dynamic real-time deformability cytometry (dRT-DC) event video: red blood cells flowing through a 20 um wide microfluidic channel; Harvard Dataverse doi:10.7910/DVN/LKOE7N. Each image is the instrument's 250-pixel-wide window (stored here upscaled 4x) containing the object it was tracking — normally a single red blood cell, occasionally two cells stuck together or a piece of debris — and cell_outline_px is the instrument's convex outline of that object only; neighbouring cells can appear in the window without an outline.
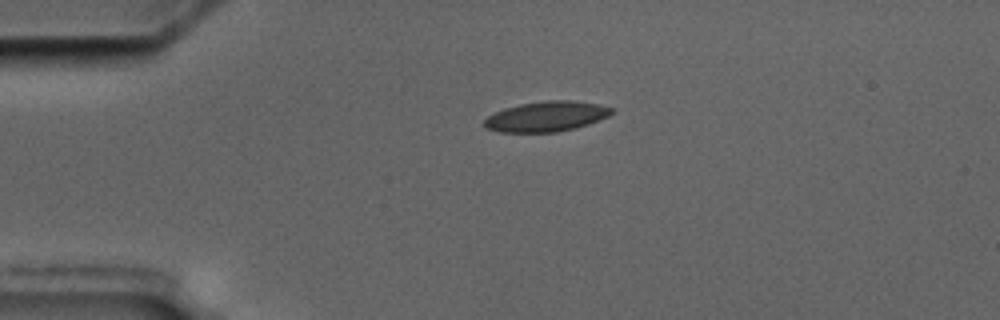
{"species": "common noctule bat (a hibernating species)", "species_latin": "Nyctalus noctula", "temperature_condition": "cold", "stored_images_in_passage": 5, "camera_frame_rate_fps": 3000, "um_per_image_px": 0.085, "animal": {"sex": "male", "body_mass_g": 17.5, "forearm_length_mm": 52.3}, "frame": {"image": 1, "passage_image": 1, "time_ms": 0.0, "image_size_px": [1000, 320], "cell_outline_px": [[616, 108], [608, 116], [588, 124], [576, 128], [556, 132], [500, 132], [484, 128], [484, 120], [488, 116], [504, 108], [520, 104], [544, 100], [572, 100], [600, 104]], "centroid_in_image_um": [46.45, 9.89], "position_along_channel_um": 38.5, "area_um2": 22.54}}
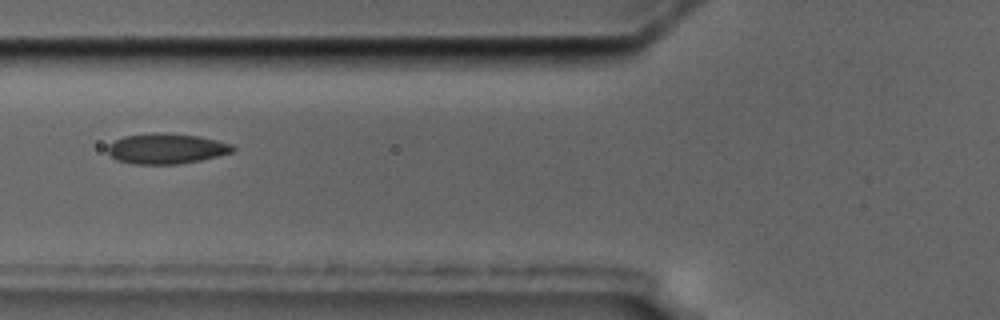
{"frame": {"image": 2, "passage_image": 3, "time_ms": 3.0, "image_size_px": [1000, 320], "cell_outline_px": [[236, 148], [232, 152], [200, 160], [176, 164], [132, 164], [116, 160], [108, 152], [108, 144], [124, 136], [152, 132], [156, 132], [200, 136], [232, 144]], "centroid_in_image_um": [14.12, 12.63], "position_along_channel_um": 111.7, "area_um2": 22.08}}
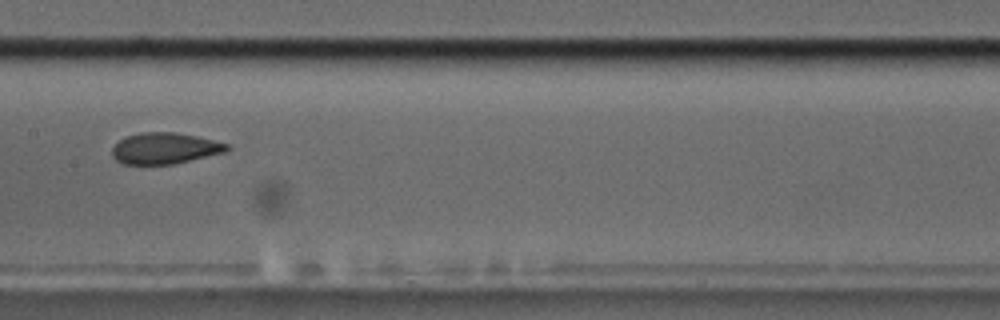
{"frame": {"image": 3, "passage_image": 5, "time_ms": 5.333, "image_size_px": [1000, 320], "cell_outline_px": [[232, 148], [224, 152], [172, 164], [124, 164], [116, 160], [112, 156], [112, 148], [120, 140], [128, 136], [140, 132], [176, 132], [196, 136], [228, 144]], "centroid_in_image_um": [13.99, 12.6], "position_along_channel_um": 193.4, "area_um2": 20.63}}